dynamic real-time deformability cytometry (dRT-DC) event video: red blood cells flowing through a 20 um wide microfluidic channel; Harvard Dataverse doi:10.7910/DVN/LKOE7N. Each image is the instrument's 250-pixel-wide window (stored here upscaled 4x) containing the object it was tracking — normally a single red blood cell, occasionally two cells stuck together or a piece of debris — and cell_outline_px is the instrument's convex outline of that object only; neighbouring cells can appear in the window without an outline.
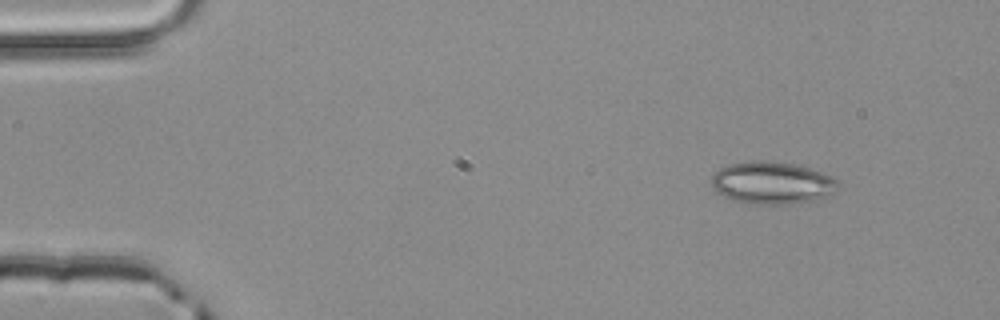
{"species": "common noctule bat (a hibernating species)", "species_latin": "Nyctalus noctula", "temperature_condition": "room temperature", "stored_images_in_passage": 3, "camera_frame_rate_fps": 3000, "um_per_image_px": 0.085, "animal": {"sex": "male", "body_mass_g": 20.4}, "frame": {"image": 1, "passage_image": 1, "time_ms": 0.0, "image_size_px": [1000, 320], "cell_outline_px": [[840, 188], [828, 196], [816, 200], [788, 204], [756, 204], [732, 200], [724, 196], [712, 188], [712, 176], [720, 168], [728, 164], [752, 160], [764, 160], [792, 164], [824, 172], [840, 180]], "centroid_in_image_um": [65.68, 15.54], "position_along_channel_um": 19.3, "area_um2": 31.5}}